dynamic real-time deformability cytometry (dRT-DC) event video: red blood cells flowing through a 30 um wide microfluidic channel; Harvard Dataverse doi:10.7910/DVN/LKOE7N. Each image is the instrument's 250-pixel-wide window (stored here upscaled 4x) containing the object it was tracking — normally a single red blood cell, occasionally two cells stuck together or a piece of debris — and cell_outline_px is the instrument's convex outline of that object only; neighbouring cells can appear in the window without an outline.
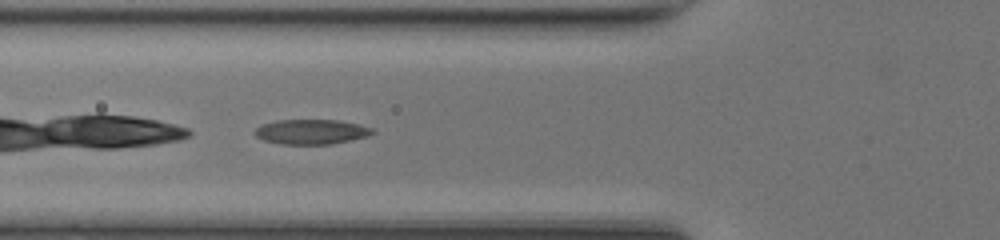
{"species": "common noctule bat (a hibernating species)", "species_latin": "Nyctalus noctula", "temperature_condition": "room temperature", "stored_images_in_passage": 30, "camera_frame_rate_fps": 3000, "um_per_image_px": 0.085, "animal": {"sex": "female", "body_mass_g": 17.0, "forearm_length_mm": 48.0}, "frame": {"image": 1, "passage_image": 4, "time_ms": 1.0, "image_size_px": [1000, 240], "cell_outline_px": [[376, 132], [368, 136], [332, 144], [280, 144], [264, 140], [256, 136], [252, 132], [260, 124], [276, 120], [336, 120], [356, 124], [372, 128]], "centroid_in_image_um": [26.41, 11.2], "position_along_channel_um": 99.4, "area_um2": 17.05}}
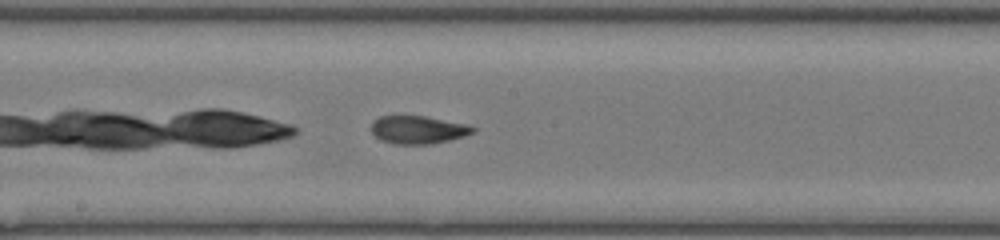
{"frame": {"image": 2, "passage_image": 12, "time_ms": 3.667, "image_size_px": [1000, 240], "cell_outline_px": [[476, 132], [464, 136], [432, 144], [396, 144], [380, 140], [372, 132], [372, 120], [380, 116], [424, 116], [468, 124], [476, 128]], "centroid_in_image_um": [35.55, 11.03], "position_along_channel_um": 212.6, "area_um2": 16.59}}
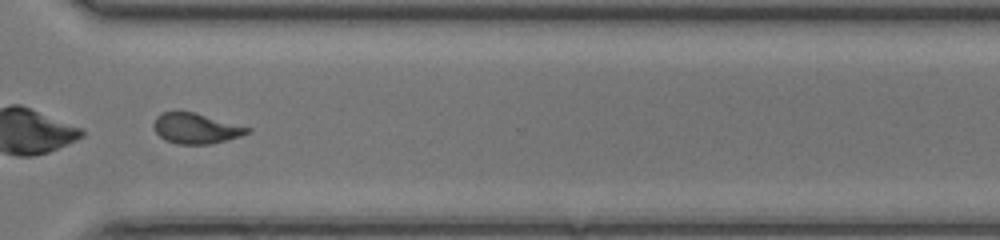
{"frame": {"image": 3, "passage_image": 22, "time_ms": 7.0, "image_size_px": [1000, 240], "cell_outline_px": [[252, 128], [248, 132], [240, 136], [228, 140], [212, 144], [176, 144], [164, 140], [156, 132], [152, 124], [156, 116], [164, 112], [192, 112]], "centroid_in_image_um": [16.63, 10.93], "position_along_channel_um": 354.0, "area_um2": 16.47}, "authors_computed_cell_mechanics": {"area_um2": 17.0799, "velocity_mm_per_s": 4.2453, "shape_relaxation_time_tau1_ms": 4.7689, "shape_relaxation_time_tau2_ms": 1.5857, "deformation_change_tau1": 0.1719, "deformation_change_tau2": 0.0788}}